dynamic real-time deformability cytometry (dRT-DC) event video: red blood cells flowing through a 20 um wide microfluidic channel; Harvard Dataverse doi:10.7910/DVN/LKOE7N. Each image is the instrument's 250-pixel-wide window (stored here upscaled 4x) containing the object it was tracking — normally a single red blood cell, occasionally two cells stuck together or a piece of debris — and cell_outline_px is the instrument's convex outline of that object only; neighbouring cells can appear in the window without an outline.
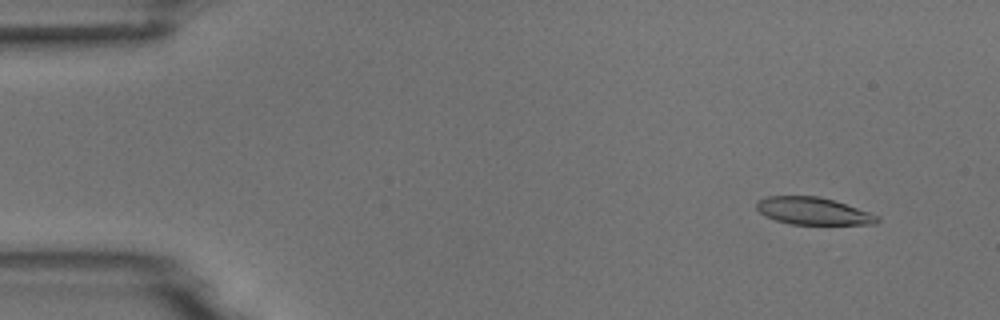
{"species": "common noctule bat (a hibernating species)", "species_latin": "Nyctalus noctula", "temperature_condition": "room temperature", "stored_images_in_passage": 4, "camera_frame_rate_fps": 3000, "um_per_image_px": 0.085, "animal": {"sex": "male", "body_mass_g": 18.8}, "frame": {"image": 1, "passage_image": 1, "time_ms": 0.0, "image_size_px": [1000, 320], "cell_outline_px": [[880, 220], [876, 224], [792, 224], [776, 220], [764, 216], [756, 208], [756, 200], [768, 196], [820, 196], [880, 216]], "centroid_in_image_um": [69.08, 17.94], "position_along_channel_um": 15.9, "area_um2": 19.07}}
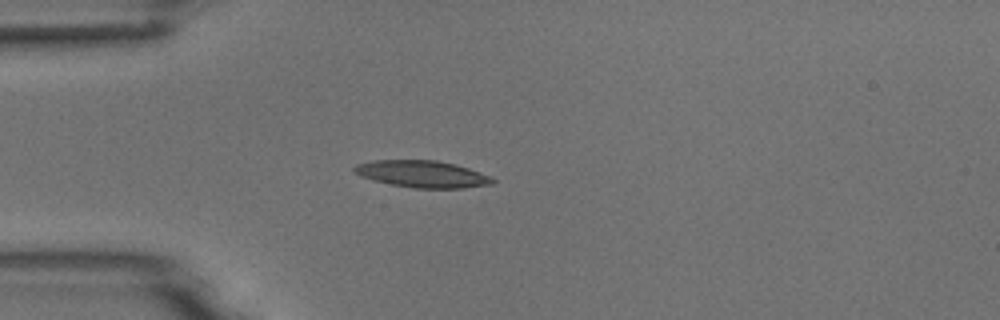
{"frame": {"image": 2, "passage_image": 4, "time_ms": 3.333, "image_size_px": [1000, 320], "cell_outline_px": [[496, 180], [492, 184], [464, 188], [416, 188], [392, 184], [360, 176], [352, 172], [352, 168], [356, 164], [372, 160], [436, 160], [456, 164], [492, 176]], "centroid_in_image_um": [35.9, 14.78], "position_along_channel_um": 49.1, "area_um2": 21.73}}